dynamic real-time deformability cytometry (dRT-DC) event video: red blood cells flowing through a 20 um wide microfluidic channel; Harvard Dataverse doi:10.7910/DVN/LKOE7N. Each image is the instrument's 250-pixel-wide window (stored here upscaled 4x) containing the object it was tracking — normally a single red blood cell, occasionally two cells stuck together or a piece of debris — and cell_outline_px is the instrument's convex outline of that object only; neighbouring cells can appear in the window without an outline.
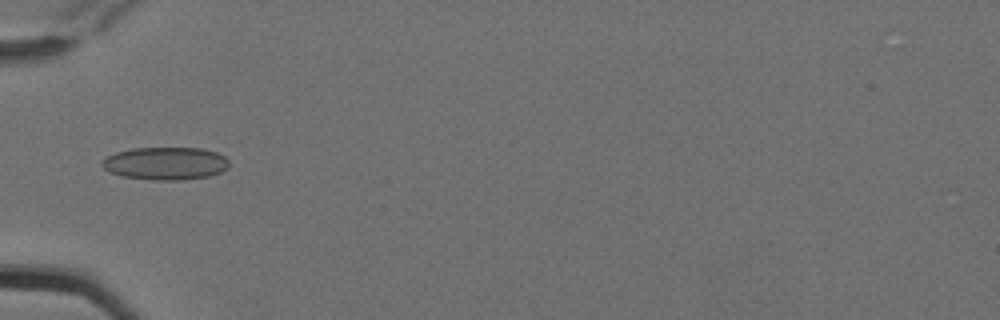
{"species": "Egyptian fruit bat (a non-hibernating species)", "species_latin": "Rousettus aegyptiacus", "temperature_condition": "cold", "stored_images_in_passage": 6, "camera_frame_rate_fps": 3000, "um_per_image_px": 0.085, "animal": {"sex": "female"}, "frame": {"image": 1, "passage_image": 5, "time_ms": 1.333, "image_size_px": [1000, 320], "cell_outline_px": [[228, 168], [220, 172], [208, 176], [180, 180], [152, 180], [120, 176], [108, 172], [100, 164], [100, 160], [116, 152], [132, 148], [204, 148], [216, 152], [224, 156], [228, 160]], "centroid_in_image_um": [14.03, 13.89], "position_along_channel_um": 71.0, "area_um2": 24.45}}
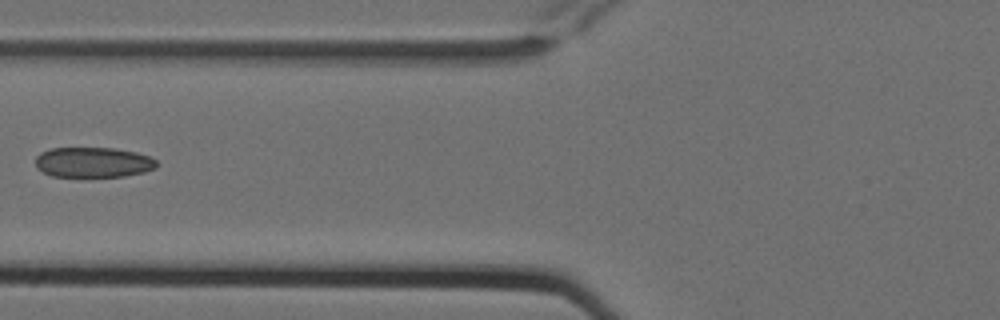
{"frame": {"image": 2, "passage_image": 6, "time_ms": 1.667, "image_size_px": [1000, 320], "cell_outline_px": [[160, 164], [156, 168], [144, 172], [124, 176], [52, 176], [36, 168], [36, 156], [40, 152], [52, 148], [116, 148], [136, 152], [148, 156], [156, 160]], "centroid_in_image_um": [7.94, 13.79], "position_along_channel_um": 117.9, "area_um2": 21.39}}